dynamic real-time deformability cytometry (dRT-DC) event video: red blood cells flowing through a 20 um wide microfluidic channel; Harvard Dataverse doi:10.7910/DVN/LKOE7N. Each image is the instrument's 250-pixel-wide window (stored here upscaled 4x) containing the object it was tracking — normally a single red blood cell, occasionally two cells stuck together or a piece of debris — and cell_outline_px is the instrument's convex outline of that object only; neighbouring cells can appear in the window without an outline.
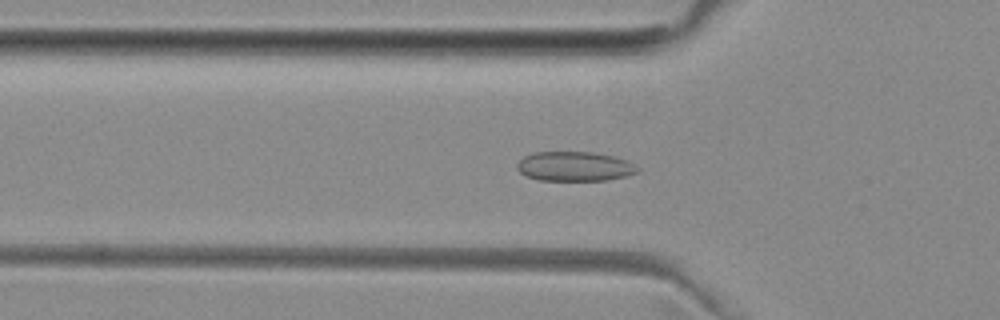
{"species": "common noctule bat (a hibernating species)", "species_latin": "Nyctalus noctula", "temperature_condition": "room temperature", "stored_images_in_passage": 53, "camera_frame_rate_fps": 3000, "um_per_image_px": 0.085, "animal": {"sex": "female", "body_mass_g": 29.2, "forearm_length_mm": 56.3}, "frame": {"image": 1, "passage_image": 17, "time_ms": 5.333, "image_size_px": [1000, 320], "cell_outline_px": [[640, 172], [608, 180], [540, 180], [524, 176], [516, 168], [516, 164], [524, 156], [536, 152], [592, 152], [616, 156], [640, 168]], "centroid_in_image_um": [48.82, 14.14], "position_along_channel_um": 77.0, "area_um2": 20.75}}
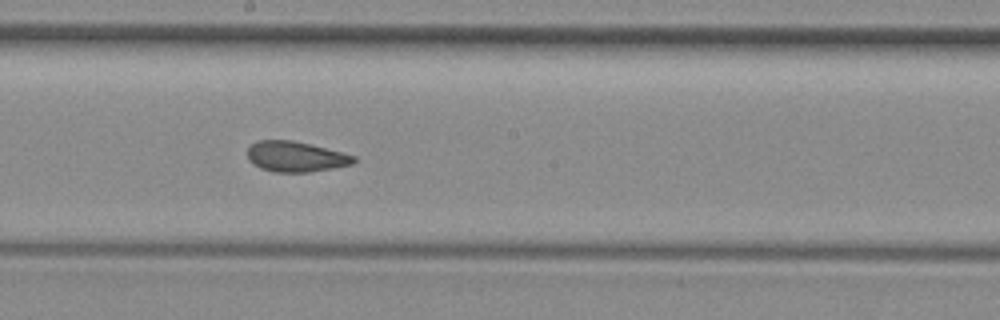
{"frame": {"image": 2, "passage_image": 28, "time_ms": 9.0, "image_size_px": [1000, 320], "cell_outline_px": [[356, 160], [352, 164], [332, 168], [308, 172], [272, 172], [260, 168], [252, 164], [248, 160], [248, 148], [256, 140], [292, 140], [356, 156]], "centroid_in_image_um": [25.08, 13.32], "position_along_channel_um": 223.1, "area_um2": 18.73}}
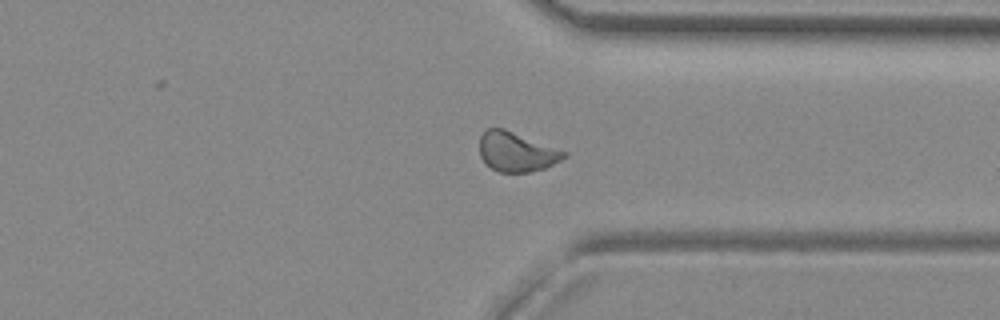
{"frame": {"image": 3, "passage_image": 39, "time_ms": 12.667, "image_size_px": [1000, 320], "cell_outline_px": [[568, 156], [544, 168], [528, 172], [500, 172], [484, 164], [480, 156], [480, 136], [488, 128], [504, 128], [568, 152]], "centroid_in_image_um": [43.89, 12.9], "position_along_channel_um": 367.5, "area_um2": 19.42}, "authors_computed_cell_mechanics": {"area_um2": 19.7098, "velocity_mm_per_s": 3.9708, "shape_relaxation_time_tau1_ms": null, "shape_relaxation_time_tau2_ms": 1.156, "deformation_change_tau1": null, "deformation_change_tau2": 0.067}}